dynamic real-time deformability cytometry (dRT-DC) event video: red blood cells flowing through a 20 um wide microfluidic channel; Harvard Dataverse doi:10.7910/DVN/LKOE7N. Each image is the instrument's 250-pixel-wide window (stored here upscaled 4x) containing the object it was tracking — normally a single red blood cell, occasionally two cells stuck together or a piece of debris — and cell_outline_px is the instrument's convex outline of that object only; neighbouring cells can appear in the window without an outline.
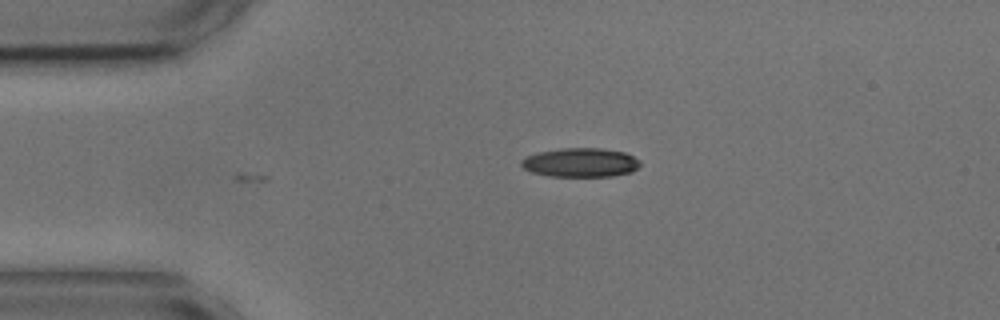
{"species": "common noctule bat (a hibernating species)", "species_latin": "Nyctalus noctula", "temperature_condition": "cold", "stored_images_in_passage": 7, "camera_frame_rate_fps": 3000, "um_per_image_px": 0.085, "animal": {"sex": "male", "body_mass_g": 17.9, "forearm_length_mm": 54.2}, "frame": {"image": 1, "passage_image": 7, "time_ms": 2.0, "image_size_px": [1000, 320], "cell_outline_px": [[640, 164], [632, 172], [612, 176], [548, 176], [532, 172], [524, 168], [520, 164], [520, 160], [524, 156], [536, 152], [560, 148], [600, 148], [624, 152], [640, 160]], "centroid_in_image_um": [49.3, 13.81], "position_along_channel_um": 35.7, "area_um2": 20.23}}